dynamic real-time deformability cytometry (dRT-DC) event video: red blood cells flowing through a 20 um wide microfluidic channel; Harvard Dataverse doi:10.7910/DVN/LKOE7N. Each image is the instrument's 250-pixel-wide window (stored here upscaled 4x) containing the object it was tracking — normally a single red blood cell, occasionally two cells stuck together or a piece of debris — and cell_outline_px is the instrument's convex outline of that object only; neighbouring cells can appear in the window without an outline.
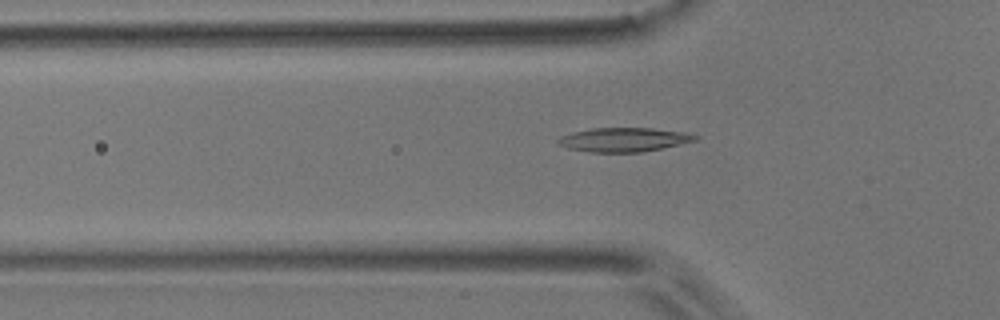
{"species": "common noctule bat (a hibernating species)", "species_latin": "Nyctalus noctula", "temperature_condition": "room temperature", "stored_images_in_passage": 44, "camera_frame_rate_fps": 3000, "um_per_image_px": 0.085, "animal": {"sex": "male", "body_mass_g": 17.9}, "frame": {"image": 1, "passage_image": 8, "time_ms": 2.333, "image_size_px": [1000, 320], "cell_outline_px": [[700, 136], [696, 140], [660, 148], [640, 152], [592, 152], [568, 148], [560, 144], [556, 140], [560, 136], [572, 132], [592, 128], [652, 128], [684, 132]], "centroid_in_image_um": [53.0, 11.86], "position_along_channel_um": 72.8, "area_um2": 18.96}}
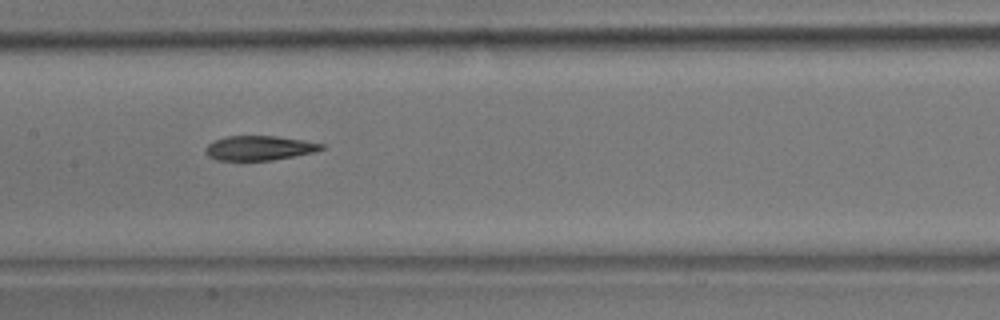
{"frame": {"image": 2, "passage_image": 17, "time_ms": 5.333, "image_size_px": [1000, 320], "cell_outline_px": [[324, 148], [312, 152], [272, 160], [216, 160], [208, 156], [204, 152], [204, 148], [208, 144], [216, 140], [228, 136], [276, 136], [324, 144]], "centroid_in_image_um": [21.97, 12.58], "position_along_channel_um": 185.4, "area_um2": 16.3}}
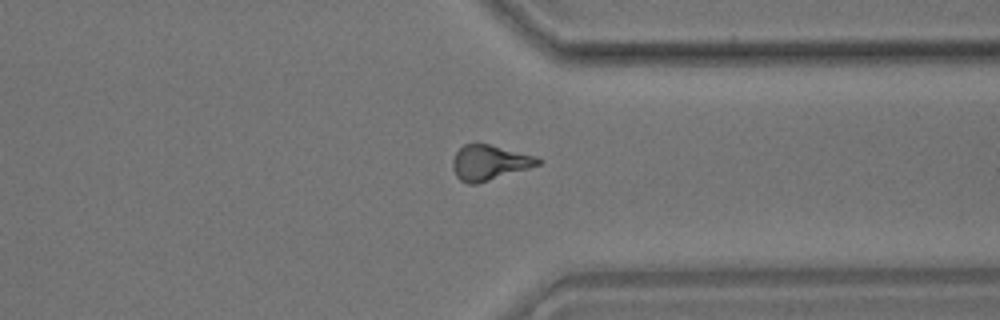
{"frame": {"image": 3, "passage_image": 32, "time_ms": 10.333, "image_size_px": [1000, 320], "cell_outline_px": [[544, 160], [540, 164], [528, 168], [476, 184], [468, 184], [460, 180], [456, 176], [452, 168], [452, 160], [456, 152], [464, 144], [476, 140], [536, 156]], "centroid_in_image_um": [41.57, 13.77], "position_along_channel_um": 369.8, "area_um2": 17.8}, "authors_computed_cell_mechanics": {"area_um2": 17.34, "velocity_mm_per_s": 3.7176, "shape_relaxation_time_tau1_ms": 5.6453, "shape_relaxation_time_tau2_ms": 5.9372, "deformation_change_tau1": 0.1431, "deformation_change_tau2": 0.1471}}